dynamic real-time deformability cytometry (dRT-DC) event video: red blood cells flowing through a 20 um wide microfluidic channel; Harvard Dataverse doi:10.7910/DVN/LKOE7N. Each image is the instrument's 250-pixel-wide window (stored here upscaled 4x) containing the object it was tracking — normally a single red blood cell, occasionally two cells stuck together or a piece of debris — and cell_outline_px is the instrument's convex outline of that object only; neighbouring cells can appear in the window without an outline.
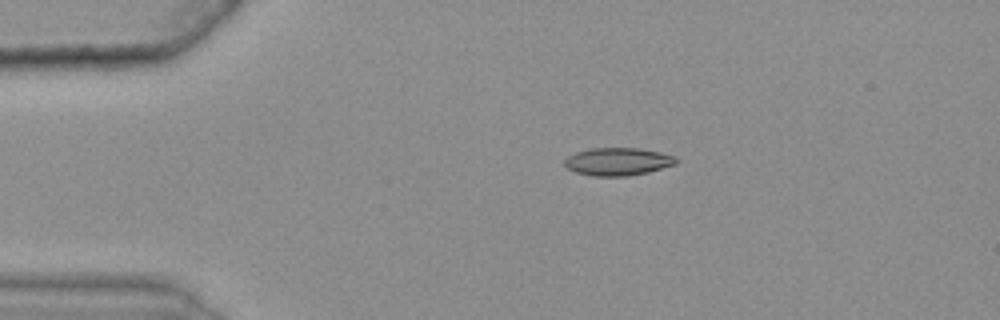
{"species": "common noctule bat (a hibernating species)", "species_latin": "Nyctalus noctula", "temperature_condition": "warm", "stored_images_in_passage": 38, "camera_frame_rate_fps": 3000, "um_per_image_px": 0.085, "animal": {"sex": "female", "body_mass_g": 25.1}, "frame": {"image": 1, "passage_image": 1, "time_ms": 0.0, "image_size_px": [1000, 320], "cell_outline_px": [[676, 164], [648, 172], [628, 176], [592, 176], [576, 172], [568, 168], [564, 164], [564, 160], [568, 156], [576, 152], [592, 148], [636, 148], [660, 152], [676, 156]], "centroid_in_image_um": [52.51, 13.74], "position_along_channel_um": 32.5, "area_um2": 17.98}}
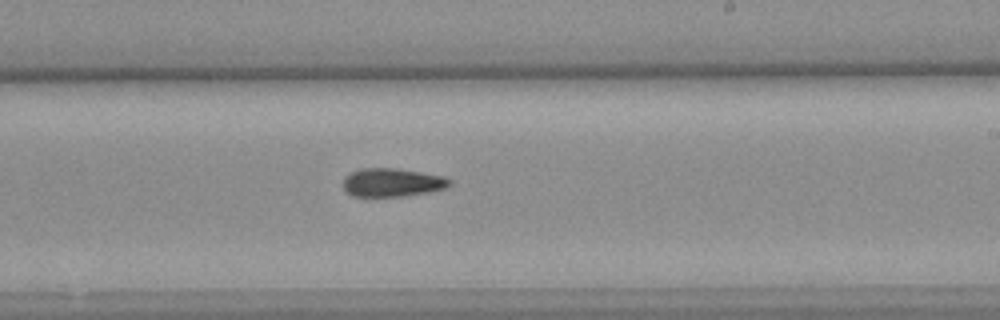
{"frame": {"image": 2, "passage_image": 23, "time_ms": 7.333, "image_size_px": [1000, 320], "cell_outline_px": [[452, 184], [444, 188], [404, 196], [352, 196], [344, 188], [344, 176], [348, 172], [360, 168], [396, 168], [444, 176], [452, 180]], "centroid_in_image_um": [33.3, 15.49], "position_along_channel_um": 255.7, "area_um2": 17.57}}
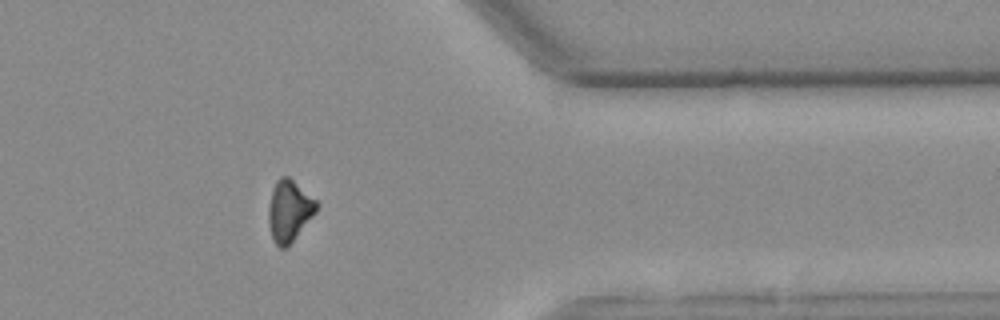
{"frame": {"image": 3, "passage_image": 35, "time_ms": 11.333, "image_size_px": [1000, 320], "cell_outline_px": [[320, 204], [316, 212], [292, 240], [284, 248], [280, 248], [276, 244], [272, 236], [268, 224], [268, 208], [272, 188], [276, 180], [280, 176], [288, 176], [316, 200]], "centroid_in_image_um": [24.57, 17.87], "position_along_channel_um": 386.8, "area_um2": 16.94}, "authors_computed_cell_mechanics": {"area_um2": 17.6579, "velocity_mm_per_s": 3.668, "shape_relaxation_time_tau1_ms": null, "shape_relaxation_time_tau2_ms": 10.2463, "deformation_change_tau1": null, "deformation_change_tau2": 0.1928}}